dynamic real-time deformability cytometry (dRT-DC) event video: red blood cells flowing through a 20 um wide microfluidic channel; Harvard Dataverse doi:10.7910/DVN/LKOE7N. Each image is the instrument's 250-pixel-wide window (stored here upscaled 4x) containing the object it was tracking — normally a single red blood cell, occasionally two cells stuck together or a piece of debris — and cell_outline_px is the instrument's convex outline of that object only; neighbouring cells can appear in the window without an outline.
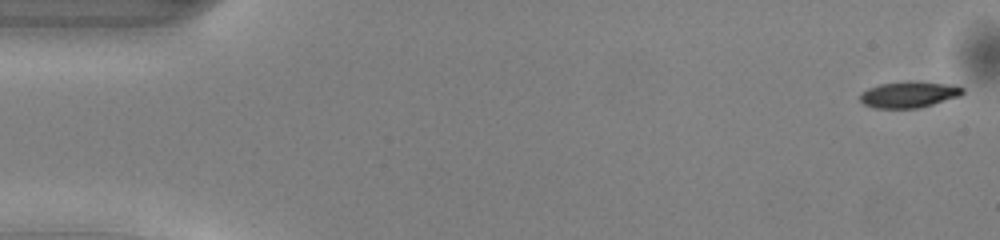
{"species": "common noctule bat (a hibernating species)", "species_latin": "Nyctalus noctula", "temperature_condition": "warm", "stored_images_in_passage": 50, "camera_frame_rate_fps": 3000, "um_per_image_px": 0.085, "animal": {"sex": "male", "body_mass_g": 13.0, "forearm_length_mm": 53.1}, "frame": {"image": 1, "passage_image": 1, "time_ms": 0.0, "image_size_px": [1000, 240], "cell_outline_px": [[964, 92], [960, 96], [920, 108], [876, 108], [864, 104], [860, 100], [860, 92], [868, 88], [880, 84], [904, 80], [908, 80], [948, 84], [964, 88]], "centroid_in_image_um": [77.24, 8.02], "position_along_channel_um": 7.8, "area_um2": 15.84}}
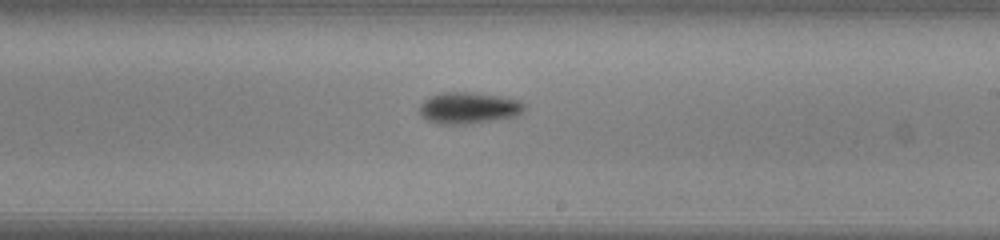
{"frame": {"image": 2, "passage_image": 29, "time_ms": 9.333, "image_size_px": [1000, 240], "cell_outline_px": [[528, 108], [524, 112], [516, 116], [472, 124], [440, 124], [428, 120], [420, 116], [420, 104], [428, 96], [440, 92], [472, 92], [500, 96], [520, 100], [528, 104]], "centroid_in_image_um": [39.88, 9.17], "position_along_channel_um": 249.1, "area_um2": 19.71}}
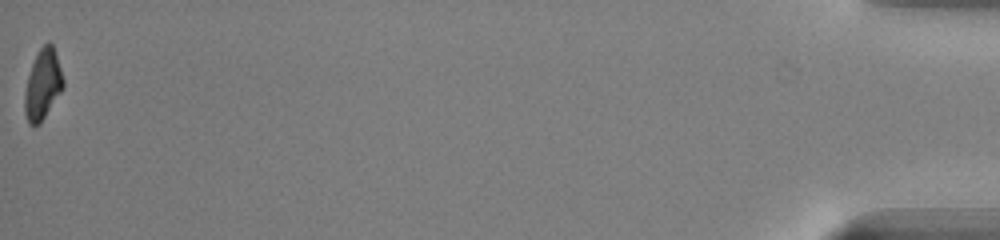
{"frame": {"image": 3, "passage_image": 50, "time_ms": 16.333, "image_size_px": [1000, 240], "cell_outline_px": [[64, 88], [40, 124], [28, 124], [24, 112], [24, 92], [28, 76], [32, 64], [40, 48], [48, 40], [52, 44], [64, 80]], "centroid_in_image_um": [3.63, 7.21], "position_along_channel_um": 431.6, "area_um2": 15.72}, "authors_computed_cell_mechanics": {"area_um2": 16.9065, "velocity_mm_per_s": 4.1105, "shape_relaxation_time_tau1_ms": 2.1045, "shape_relaxation_time_tau2_ms": null, "deformation_change_tau1": 0.1229, "deformation_change_tau2": null}}